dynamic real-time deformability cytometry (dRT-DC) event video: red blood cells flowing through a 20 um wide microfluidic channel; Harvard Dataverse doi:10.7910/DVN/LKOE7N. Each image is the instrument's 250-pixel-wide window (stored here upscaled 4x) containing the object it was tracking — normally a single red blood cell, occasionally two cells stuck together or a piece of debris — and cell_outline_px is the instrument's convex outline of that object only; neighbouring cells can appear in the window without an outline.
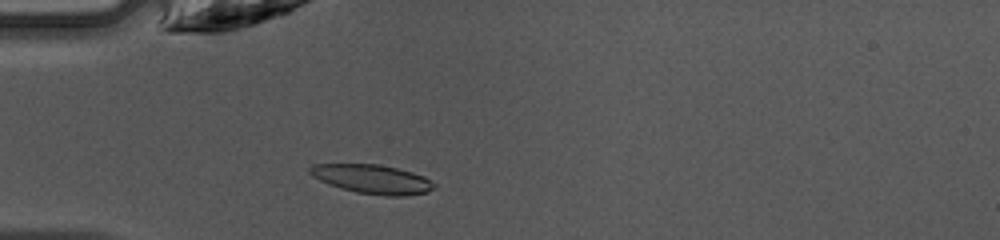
{"species": "common noctule bat (a hibernating species)", "species_latin": "Nyctalus noctula", "temperature_condition": "warm", "stored_images_in_passage": 45, "camera_frame_rate_fps": 3000, "um_per_image_px": 0.085, "animal": {"sex": "female", "body_mass_g": 10.0, "forearm_length_mm": 53.1}, "frame": {"image": 1, "passage_image": 12, "time_ms": 3.667, "image_size_px": [1000, 240], "cell_outline_px": [[436, 188], [424, 192], [404, 196], [388, 196], [356, 192], [340, 188], [320, 180], [312, 176], [308, 172], [308, 168], [312, 164], [380, 164], [412, 172], [424, 176], [436, 184]], "centroid_in_image_um": [31.64, 15.22], "position_along_channel_um": 53.4, "area_um2": 20.98}}
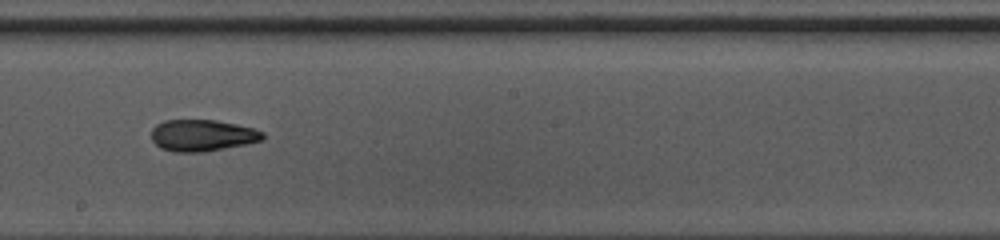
{"frame": {"image": 2, "passage_image": 25, "time_ms": 8.0, "image_size_px": [1000, 240], "cell_outline_px": [[264, 140], [204, 152], [172, 152], [160, 148], [152, 140], [152, 128], [156, 124], [164, 120], [216, 120], [236, 124], [252, 128], [264, 132]], "centroid_in_image_um": [17.17, 11.51], "position_along_channel_um": 231.0, "area_um2": 20.52}}
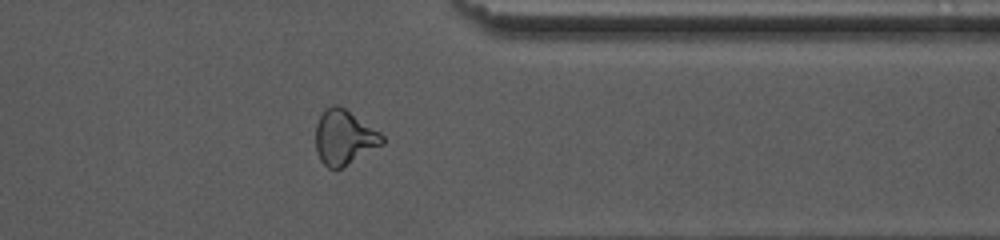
{"frame": {"image": 3, "passage_image": 36, "time_ms": 11.667, "image_size_px": [1000, 240], "cell_outline_px": [[384, 144], [340, 168], [328, 168], [320, 160], [316, 152], [316, 124], [324, 108], [332, 104], [336, 104], [344, 108], [380, 132], [384, 136]], "centroid_in_image_um": [29.24, 11.66], "position_along_channel_um": 382.2, "area_um2": 21.1}, "authors_computed_cell_mechanics": {"area_um2": 20.5768, "velocity_mm_per_s": 4.2651, "shape_relaxation_time_tau1_ms": 8.8869, "shape_relaxation_time_tau2_ms": 2.4388, "deformation_change_tau1": 0.2128, "deformation_change_tau2": 0.1072}}